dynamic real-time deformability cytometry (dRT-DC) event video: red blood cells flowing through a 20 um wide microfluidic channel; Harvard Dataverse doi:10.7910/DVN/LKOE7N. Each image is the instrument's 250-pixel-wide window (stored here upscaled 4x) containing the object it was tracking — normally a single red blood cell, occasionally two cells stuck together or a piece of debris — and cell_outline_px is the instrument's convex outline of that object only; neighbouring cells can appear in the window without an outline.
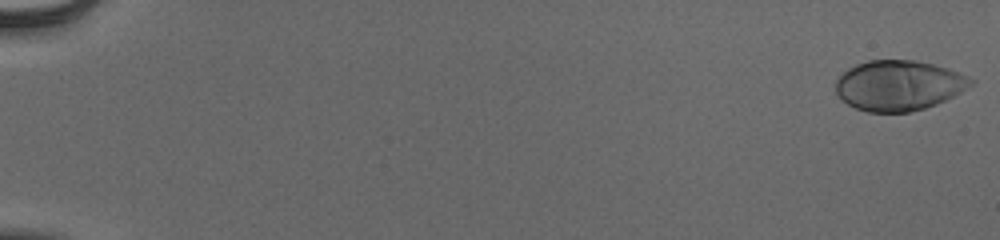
{"species": "human", "species_latin": "Homo sapiens", "temperature_condition": "cold", "stored_images_in_passage": 55, "camera_frame_rate_fps": 3000, "um_per_image_px": 0.085, "donor": {"sex": "male"}, "frame": {"image": 1, "passage_image": 1, "time_ms": 0.0, "image_size_px": [1000, 240], "cell_outline_px": [[976, 80], [972, 84], [960, 92], [936, 104], [924, 108], [908, 112], [868, 112], [856, 108], [848, 104], [836, 92], [836, 80], [848, 68], [856, 64], [868, 60], [916, 60], [948, 68], [960, 72]], "centroid_in_image_um": [76.4, 7.25], "position_along_channel_um": 8.6, "area_um2": 39.36}}
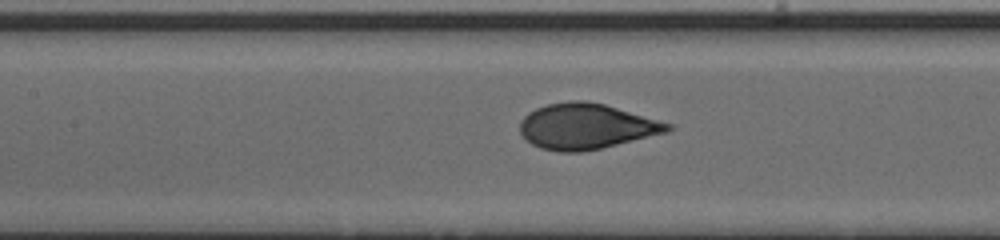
{"frame": {"image": 2, "passage_image": 28, "time_ms": 9.0, "image_size_px": [1000, 240], "cell_outline_px": [[672, 128], [668, 132], [600, 148], [580, 152], [556, 152], [540, 148], [532, 144], [520, 132], [520, 120], [528, 112], [536, 108], [548, 104], [572, 100], [584, 100], [604, 104], [672, 124]], "centroid_in_image_um": [49.8, 10.74], "position_along_channel_um": 157.6, "area_um2": 38.96}}
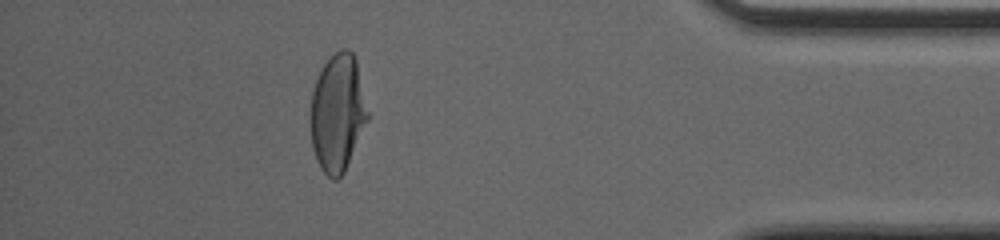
{"frame": {"image": 3, "passage_image": 50, "time_ms": 16.333, "image_size_px": [1000, 240], "cell_outline_px": [[368, 120], [344, 172], [336, 180], [332, 180], [320, 168], [316, 160], [312, 148], [308, 120], [312, 92], [316, 80], [324, 64], [340, 48], [348, 48], [352, 52], [356, 60], [368, 112]], "centroid_in_image_um": [28.66, 9.62], "position_along_channel_um": 406.5, "area_um2": 39.36}, "authors_computed_cell_mechanics": {"area_um2": 39.3618, "velocity_mm_per_s": 3.876, "shape_relaxation_time_tau1_ms": 3.8213, "shape_relaxation_time_tau2_ms": null, "deformation_change_tau1": 0.2087, "deformation_change_tau2": null}}